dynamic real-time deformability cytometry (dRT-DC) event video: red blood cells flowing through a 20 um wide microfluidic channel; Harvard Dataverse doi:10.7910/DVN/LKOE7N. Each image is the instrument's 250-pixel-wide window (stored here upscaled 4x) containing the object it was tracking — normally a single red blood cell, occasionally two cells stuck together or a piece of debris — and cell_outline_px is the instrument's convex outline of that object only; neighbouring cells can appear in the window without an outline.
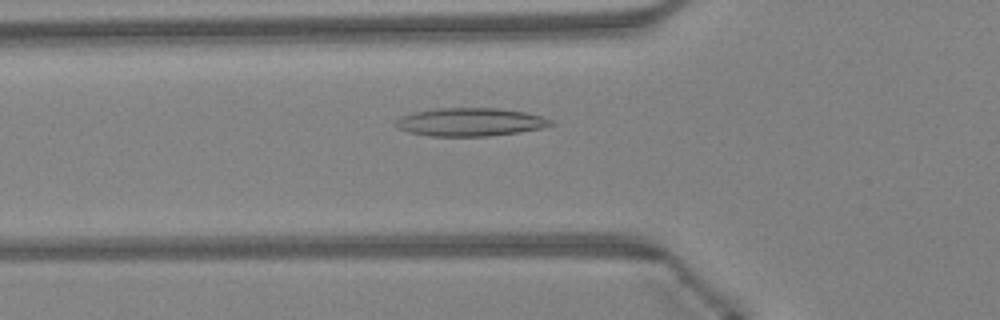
{"species": "Egyptian fruit bat (a non-hibernating species)", "species_latin": "Rousettus aegyptiacus", "temperature_condition": "warm", "stored_images_in_passage": 38, "camera_frame_rate_fps": 3000, "um_per_image_px": 0.085, "animal": {"sex": "female"}, "frame": {"image": 1, "passage_image": 8, "time_ms": 2.333, "image_size_px": [1000, 320], "cell_outline_px": [[556, 124], [540, 128], [520, 132], [488, 136], [432, 136], [408, 132], [396, 128], [396, 120], [400, 116], [412, 112], [440, 108], [500, 108], [524, 112], [540, 116], [552, 120]], "centroid_in_image_um": [39.95, 10.37], "position_along_channel_um": 85.8, "area_um2": 25.49}}
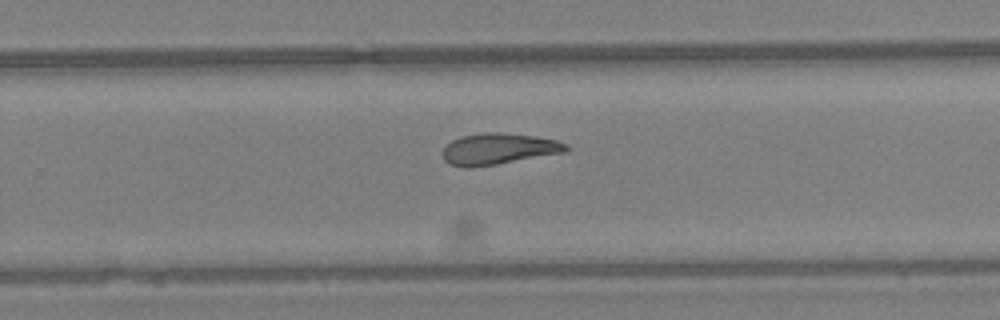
{"frame": {"image": 2, "passage_image": 22, "time_ms": 7.0, "image_size_px": [1000, 320], "cell_outline_px": [[568, 152], [472, 168], [464, 168], [448, 164], [444, 160], [444, 148], [452, 140], [460, 136], [484, 132], [500, 132], [532, 136], [556, 140], [568, 144]], "centroid_in_image_um": [42.37, 12.66], "position_along_channel_um": 287.4, "area_um2": 22.54}}
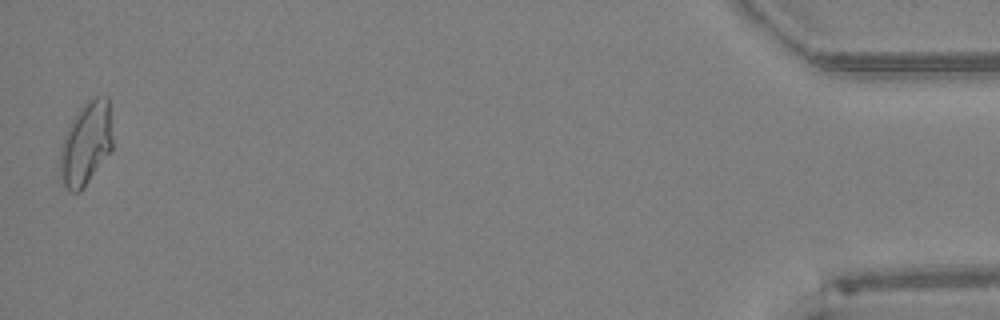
{"frame": {"image": 3, "passage_image": 38, "time_ms": 12.333, "image_size_px": [1000, 320], "cell_outline_px": [[112, 152], [84, 188], [80, 192], [68, 192], [60, 176], [60, 152], [64, 136], [76, 112], [92, 96], [108, 96], [112, 140]], "centroid_in_image_um": [7.32, 12.23], "position_along_channel_um": 427.9, "area_um2": 25.72}, "authors_computed_cell_mechanics": {"area_um2": 22.8888, "velocity_mm_per_s": 4.3392, "shape_relaxation_time_tau1_ms": null, "shape_relaxation_time_tau2_ms": 5.7366, "deformation_change_tau1": null, "deformation_change_tau2": 0.169}}